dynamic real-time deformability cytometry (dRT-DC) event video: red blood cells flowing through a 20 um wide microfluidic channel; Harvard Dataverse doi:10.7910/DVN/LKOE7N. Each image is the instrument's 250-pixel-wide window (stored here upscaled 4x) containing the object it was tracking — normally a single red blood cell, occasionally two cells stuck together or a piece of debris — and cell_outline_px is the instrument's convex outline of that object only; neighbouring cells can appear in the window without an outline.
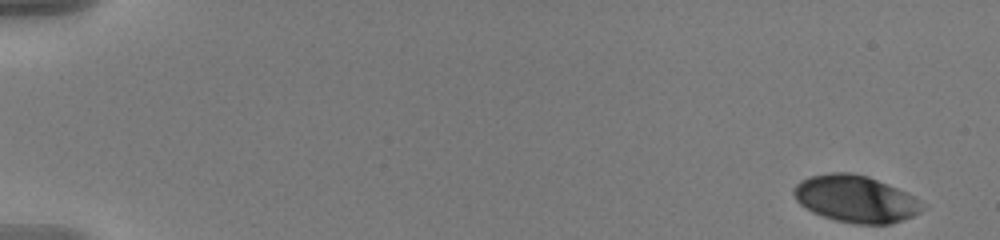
{"species": "human", "species_latin": "Homo sapiens", "temperature_condition": "warm", "stored_images_in_passage": 56, "camera_frame_rate_fps": 3000, "um_per_image_px": 0.085, "donor": {"sex": "male"}, "frame": {"image": 1, "passage_image": 1, "time_ms": 0.0, "image_size_px": [1000, 240], "cell_outline_px": [[928, 208], [912, 216], [888, 224], [856, 224], [836, 220], [812, 212], [800, 204], [796, 200], [792, 192], [792, 188], [800, 180], [808, 176], [832, 172], [852, 172], [868, 176], [908, 192], [916, 196]], "centroid_in_image_um": [72.74, 16.89], "position_along_channel_um": 12.3, "area_um2": 35.55}}
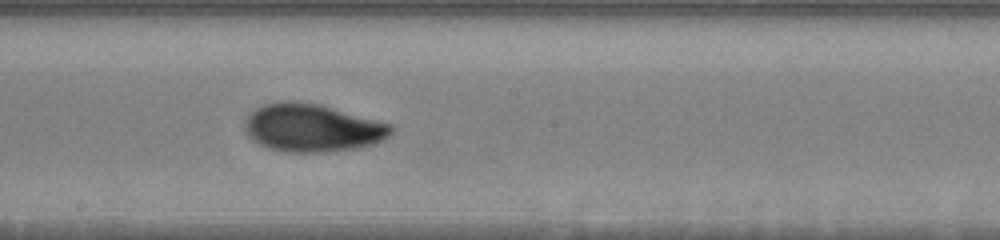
{"frame": {"image": 2, "passage_image": 32, "time_ms": 10.333, "image_size_px": [1000, 240], "cell_outline_px": [[392, 132], [388, 136], [372, 144], [356, 148], [324, 152], [288, 152], [268, 148], [260, 144], [248, 136], [244, 128], [244, 124], [248, 116], [256, 108], [264, 104], [280, 100], [296, 100], [316, 104], [392, 124]], "centroid_in_image_um": [26.5, 10.86], "position_along_channel_um": 221.7, "area_um2": 40.46}}
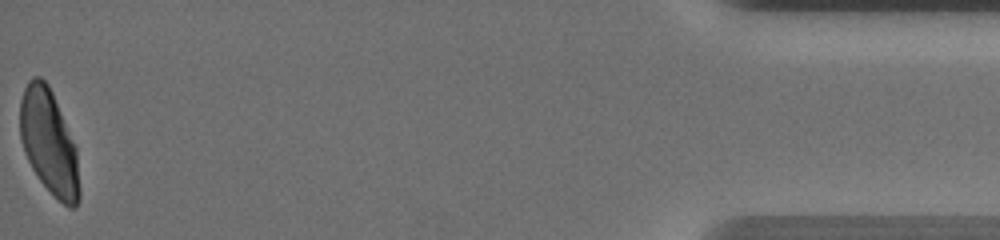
{"frame": {"image": 3, "passage_image": 56, "time_ms": 18.333, "image_size_px": [1000, 240], "cell_outline_px": [[80, 196], [76, 208], [68, 208], [40, 180], [32, 168], [24, 152], [20, 140], [20, 100], [24, 88], [28, 80], [32, 76], [40, 76], [48, 84], [52, 92], [76, 148], [80, 192]], "centroid_in_image_um": [4.15, 12.07], "position_along_channel_um": 431.1, "area_um2": 35.95}, "authors_computed_cell_mechanics": {"area_um2": 38.0324, "velocity_mm_per_s": 3.6186, "shape_relaxation_time_tau1_ms": 4.4019, "shape_relaxation_time_tau2_ms": 1.2136, "deformation_change_tau1": 0.1613, "deformation_change_tau2": 0.0525}}